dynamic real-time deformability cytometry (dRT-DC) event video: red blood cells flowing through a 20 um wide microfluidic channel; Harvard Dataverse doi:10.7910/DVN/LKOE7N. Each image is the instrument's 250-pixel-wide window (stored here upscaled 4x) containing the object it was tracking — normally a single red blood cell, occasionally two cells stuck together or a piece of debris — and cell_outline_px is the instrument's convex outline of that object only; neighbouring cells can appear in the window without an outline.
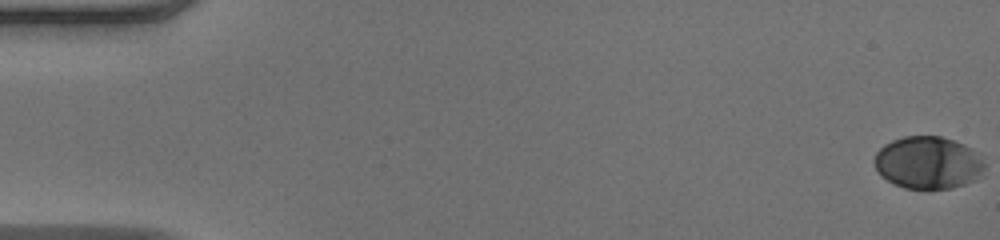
{"species": "human", "species_latin": "Homo sapiens", "temperature_condition": "warm", "stored_images_in_passage": 51, "camera_frame_rate_fps": 3000, "um_per_image_px": 0.085, "donor": {"sex": "male"}, "frame": {"image": 1, "passage_image": 1, "time_ms": 0.0, "image_size_px": [1000, 240], "cell_outline_px": [[984, 168], [980, 176], [976, 180], [952, 188], [928, 192], [904, 188], [880, 176], [872, 160], [876, 152], [884, 144], [892, 140], [904, 136], [940, 136], [964, 144], [980, 152], [984, 164]], "centroid_in_image_um": [78.89, 13.86], "position_along_channel_um": 6.1, "area_um2": 34.62}}
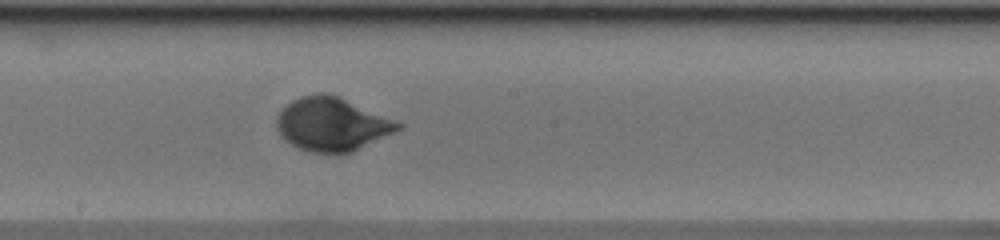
{"frame": {"image": 2, "passage_image": 29, "time_ms": 9.333, "image_size_px": [1000, 240], "cell_outline_px": [[404, 124], [400, 128], [352, 152], [336, 156], [308, 152], [284, 140], [280, 136], [276, 128], [276, 116], [292, 100], [300, 96], [320, 92], [328, 92]], "centroid_in_image_um": [28.15, 10.58], "position_along_channel_um": 220.0, "area_um2": 37.92}}
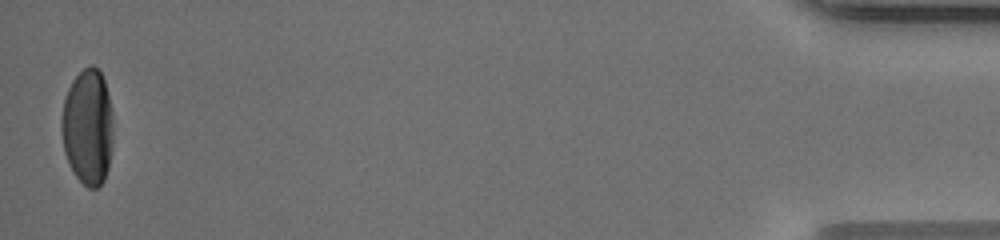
{"frame": {"image": 3, "passage_image": 51, "time_ms": 16.667, "image_size_px": [1000, 240], "cell_outline_px": [[112, 148], [108, 168], [104, 180], [96, 188], [88, 188], [76, 176], [64, 152], [60, 128], [60, 120], [64, 100], [68, 88], [72, 80], [84, 68], [92, 64], [100, 72], [104, 80], [112, 112]], "centroid_in_image_um": [7.45, 10.79], "position_along_channel_um": 427.8, "area_um2": 34.91}, "authors_computed_cell_mechanics": {"area_um2": 35.1424, "velocity_mm_per_s": 4.0747, "shape_relaxation_time_tau1_ms": 3.4397, "shape_relaxation_time_tau2_ms": null, "deformation_change_tau1": 0.1823, "deformation_change_tau2": null}}